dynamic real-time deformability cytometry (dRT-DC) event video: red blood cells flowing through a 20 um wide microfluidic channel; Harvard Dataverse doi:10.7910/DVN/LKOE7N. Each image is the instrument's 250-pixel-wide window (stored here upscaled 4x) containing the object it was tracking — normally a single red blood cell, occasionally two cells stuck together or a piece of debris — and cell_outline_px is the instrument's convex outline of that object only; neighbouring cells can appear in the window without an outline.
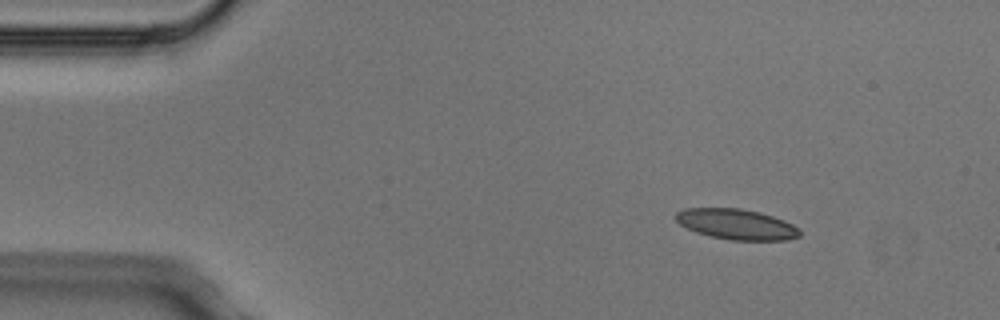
{"species": "Egyptian fruit bat (a non-hibernating species)", "species_latin": "Rousettus aegyptiacus", "temperature_condition": "cold", "stored_images_in_passage": 4, "camera_frame_rate_fps": 3000, "um_per_image_px": 0.085, "animal": {"sex": "male"}, "frame": {"image": 1, "passage_image": 2, "time_ms": 0.333, "image_size_px": [1000, 320], "cell_outline_px": [[800, 236], [788, 240], [728, 240], [696, 232], [680, 224], [676, 220], [676, 212], [684, 208], [740, 208], [760, 212], [784, 220], [800, 228]], "centroid_in_image_um": [62.62, 19.06], "position_along_channel_um": 22.4, "area_um2": 22.02}}